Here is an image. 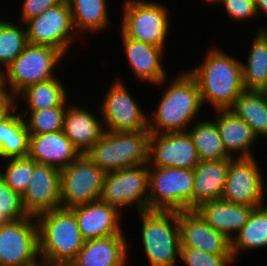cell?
Returning a JSON list of instances; mask_svg holds the SVG:
<instances>
[{
	"label": "cell",
	"mask_w": 267,
	"mask_h": 266,
	"mask_svg": "<svg viewBox=\"0 0 267 266\" xmlns=\"http://www.w3.org/2000/svg\"><path fill=\"white\" fill-rule=\"evenodd\" d=\"M38 225L35 216L0 227V266H38ZM39 260V261H38Z\"/></svg>",
	"instance_id": "8fae6325"
},
{
	"label": "cell",
	"mask_w": 267,
	"mask_h": 266,
	"mask_svg": "<svg viewBox=\"0 0 267 266\" xmlns=\"http://www.w3.org/2000/svg\"><path fill=\"white\" fill-rule=\"evenodd\" d=\"M143 250L150 266H177L181 241L177 211L138 212Z\"/></svg>",
	"instance_id": "277c9868"
},
{
	"label": "cell",
	"mask_w": 267,
	"mask_h": 266,
	"mask_svg": "<svg viewBox=\"0 0 267 266\" xmlns=\"http://www.w3.org/2000/svg\"><path fill=\"white\" fill-rule=\"evenodd\" d=\"M258 165L256 157L229 159L222 199L253 208L265 205L266 182Z\"/></svg>",
	"instance_id": "5bb4252c"
},
{
	"label": "cell",
	"mask_w": 267,
	"mask_h": 266,
	"mask_svg": "<svg viewBox=\"0 0 267 266\" xmlns=\"http://www.w3.org/2000/svg\"><path fill=\"white\" fill-rule=\"evenodd\" d=\"M105 173L86 155L80 154L60 170L61 206L64 209L100 200Z\"/></svg>",
	"instance_id": "9c48e42d"
},
{
	"label": "cell",
	"mask_w": 267,
	"mask_h": 266,
	"mask_svg": "<svg viewBox=\"0 0 267 266\" xmlns=\"http://www.w3.org/2000/svg\"><path fill=\"white\" fill-rule=\"evenodd\" d=\"M229 169V159L200 161L194 169L192 210L201 204L222 199Z\"/></svg>",
	"instance_id": "d4e9b609"
},
{
	"label": "cell",
	"mask_w": 267,
	"mask_h": 266,
	"mask_svg": "<svg viewBox=\"0 0 267 266\" xmlns=\"http://www.w3.org/2000/svg\"><path fill=\"white\" fill-rule=\"evenodd\" d=\"M254 208L223 199L205 202L195 210L207 224L224 234L230 241L247 223ZM236 232V233H235Z\"/></svg>",
	"instance_id": "cb8c5ba5"
},
{
	"label": "cell",
	"mask_w": 267,
	"mask_h": 266,
	"mask_svg": "<svg viewBox=\"0 0 267 266\" xmlns=\"http://www.w3.org/2000/svg\"><path fill=\"white\" fill-rule=\"evenodd\" d=\"M64 0H24L20 13V20L25 24L31 18L39 16L44 11L53 7Z\"/></svg>",
	"instance_id": "f35d334b"
},
{
	"label": "cell",
	"mask_w": 267,
	"mask_h": 266,
	"mask_svg": "<svg viewBox=\"0 0 267 266\" xmlns=\"http://www.w3.org/2000/svg\"><path fill=\"white\" fill-rule=\"evenodd\" d=\"M21 25L0 19V74L28 44L26 25Z\"/></svg>",
	"instance_id": "d6a6232c"
},
{
	"label": "cell",
	"mask_w": 267,
	"mask_h": 266,
	"mask_svg": "<svg viewBox=\"0 0 267 266\" xmlns=\"http://www.w3.org/2000/svg\"><path fill=\"white\" fill-rule=\"evenodd\" d=\"M9 220L0 212V227L5 225Z\"/></svg>",
	"instance_id": "b9f144b4"
},
{
	"label": "cell",
	"mask_w": 267,
	"mask_h": 266,
	"mask_svg": "<svg viewBox=\"0 0 267 266\" xmlns=\"http://www.w3.org/2000/svg\"><path fill=\"white\" fill-rule=\"evenodd\" d=\"M97 118L79 105L70 103L66 108L62 131L80 154H86L105 131L103 120Z\"/></svg>",
	"instance_id": "7402d4cb"
},
{
	"label": "cell",
	"mask_w": 267,
	"mask_h": 266,
	"mask_svg": "<svg viewBox=\"0 0 267 266\" xmlns=\"http://www.w3.org/2000/svg\"><path fill=\"white\" fill-rule=\"evenodd\" d=\"M25 25L28 43L55 48L64 56L68 52V48L76 41L77 36L74 32L68 0H64L39 16L31 18Z\"/></svg>",
	"instance_id": "4fadbf2b"
},
{
	"label": "cell",
	"mask_w": 267,
	"mask_h": 266,
	"mask_svg": "<svg viewBox=\"0 0 267 266\" xmlns=\"http://www.w3.org/2000/svg\"><path fill=\"white\" fill-rule=\"evenodd\" d=\"M230 109L252 128L257 138H267V98L262 91L245 90Z\"/></svg>",
	"instance_id": "4dcf8cb0"
},
{
	"label": "cell",
	"mask_w": 267,
	"mask_h": 266,
	"mask_svg": "<svg viewBox=\"0 0 267 266\" xmlns=\"http://www.w3.org/2000/svg\"><path fill=\"white\" fill-rule=\"evenodd\" d=\"M179 258L186 266H229L235 262L232 255H213L190 247H181Z\"/></svg>",
	"instance_id": "8d00e7d4"
},
{
	"label": "cell",
	"mask_w": 267,
	"mask_h": 266,
	"mask_svg": "<svg viewBox=\"0 0 267 266\" xmlns=\"http://www.w3.org/2000/svg\"><path fill=\"white\" fill-rule=\"evenodd\" d=\"M122 30L127 37L165 48L170 29V13L166 5L146 0H125Z\"/></svg>",
	"instance_id": "ba28073f"
},
{
	"label": "cell",
	"mask_w": 267,
	"mask_h": 266,
	"mask_svg": "<svg viewBox=\"0 0 267 266\" xmlns=\"http://www.w3.org/2000/svg\"><path fill=\"white\" fill-rule=\"evenodd\" d=\"M107 0H68L74 29L81 32H103L110 24ZM80 32V33H78Z\"/></svg>",
	"instance_id": "83f0119b"
},
{
	"label": "cell",
	"mask_w": 267,
	"mask_h": 266,
	"mask_svg": "<svg viewBox=\"0 0 267 266\" xmlns=\"http://www.w3.org/2000/svg\"><path fill=\"white\" fill-rule=\"evenodd\" d=\"M66 108L54 107L42 110H25L19 113L24 117L29 134L40 135L63 130Z\"/></svg>",
	"instance_id": "836d02e7"
},
{
	"label": "cell",
	"mask_w": 267,
	"mask_h": 266,
	"mask_svg": "<svg viewBox=\"0 0 267 266\" xmlns=\"http://www.w3.org/2000/svg\"><path fill=\"white\" fill-rule=\"evenodd\" d=\"M15 107V97L0 89V121H2Z\"/></svg>",
	"instance_id": "ab89813d"
},
{
	"label": "cell",
	"mask_w": 267,
	"mask_h": 266,
	"mask_svg": "<svg viewBox=\"0 0 267 266\" xmlns=\"http://www.w3.org/2000/svg\"><path fill=\"white\" fill-rule=\"evenodd\" d=\"M267 247V206L254 208L247 223L231 240V254L234 260L241 251ZM240 251V252H239Z\"/></svg>",
	"instance_id": "f546056e"
},
{
	"label": "cell",
	"mask_w": 267,
	"mask_h": 266,
	"mask_svg": "<svg viewBox=\"0 0 267 266\" xmlns=\"http://www.w3.org/2000/svg\"><path fill=\"white\" fill-rule=\"evenodd\" d=\"M36 221L40 263L48 266L70 264L85 243L75 213L59 208L39 214Z\"/></svg>",
	"instance_id": "3957f363"
},
{
	"label": "cell",
	"mask_w": 267,
	"mask_h": 266,
	"mask_svg": "<svg viewBox=\"0 0 267 266\" xmlns=\"http://www.w3.org/2000/svg\"><path fill=\"white\" fill-rule=\"evenodd\" d=\"M177 213L181 247L199 249L213 255H232L231 241L207 224L196 210Z\"/></svg>",
	"instance_id": "e0dca14e"
},
{
	"label": "cell",
	"mask_w": 267,
	"mask_h": 266,
	"mask_svg": "<svg viewBox=\"0 0 267 266\" xmlns=\"http://www.w3.org/2000/svg\"><path fill=\"white\" fill-rule=\"evenodd\" d=\"M125 234L85 240L71 266H125L128 256Z\"/></svg>",
	"instance_id": "ffe728a7"
},
{
	"label": "cell",
	"mask_w": 267,
	"mask_h": 266,
	"mask_svg": "<svg viewBox=\"0 0 267 266\" xmlns=\"http://www.w3.org/2000/svg\"><path fill=\"white\" fill-rule=\"evenodd\" d=\"M187 71L197 83L202 104L209 102L215 110L230 109L245 91L242 62L216 47L209 49L201 65Z\"/></svg>",
	"instance_id": "6da1fadb"
},
{
	"label": "cell",
	"mask_w": 267,
	"mask_h": 266,
	"mask_svg": "<svg viewBox=\"0 0 267 266\" xmlns=\"http://www.w3.org/2000/svg\"><path fill=\"white\" fill-rule=\"evenodd\" d=\"M215 111V122L227 153L232 158L254 157L251 150L258 138L252 128L231 109Z\"/></svg>",
	"instance_id": "603a6c76"
},
{
	"label": "cell",
	"mask_w": 267,
	"mask_h": 266,
	"mask_svg": "<svg viewBox=\"0 0 267 266\" xmlns=\"http://www.w3.org/2000/svg\"><path fill=\"white\" fill-rule=\"evenodd\" d=\"M216 1H217V0H205L204 2H206V3H210V4L212 3V4H213V3H215Z\"/></svg>",
	"instance_id": "7bdbcfd3"
},
{
	"label": "cell",
	"mask_w": 267,
	"mask_h": 266,
	"mask_svg": "<svg viewBox=\"0 0 267 266\" xmlns=\"http://www.w3.org/2000/svg\"><path fill=\"white\" fill-rule=\"evenodd\" d=\"M262 92L264 93L265 97L267 98V86L262 90Z\"/></svg>",
	"instance_id": "ee69618b"
},
{
	"label": "cell",
	"mask_w": 267,
	"mask_h": 266,
	"mask_svg": "<svg viewBox=\"0 0 267 266\" xmlns=\"http://www.w3.org/2000/svg\"><path fill=\"white\" fill-rule=\"evenodd\" d=\"M255 3L257 15L261 13L267 16V0H257Z\"/></svg>",
	"instance_id": "60d3db41"
},
{
	"label": "cell",
	"mask_w": 267,
	"mask_h": 266,
	"mask_svg": "<svg viewBox=\"0 0 267 266\" xmlns=\"http://www.w3.org/2000/svg\"><path fill=\"white\" fill-rule=\"evenodd\" d=\"M187 132L196 146L200 161L232 158L223 145L215 120L196 121Z\"/></svg>",
	"instance_id": "1f68e13d"
},
{
	"label": "cell",
	"mask_w": 267,
	"mask_h": 266,
	"mask_svg": "<svg viewBox=\"0 0 267 266\" xmlns=\"http://www.w3.org/2000/svg\"><path fill=\"white\" fill-rule=\"evenodd\" d=\"M64 86L58 77H54L47 81L28 86L15 99L19 102L22 98L27 103L26 105L28 106L25 110L67 107L68 92H66V87Z\"/></svg>",
	"instance_id": "f1b7e54d"
},
{
	"label": "cell",
	"mask_w": 267,
	"mask_h": 266,
	"mask_svg": "<svg viewBox=\"0 0 267 266\" xmlns=\"http://www.w3.org/2000/svg\"><path fill=\"white\" fill-rule=\"evenodd\" d=\"M149 131H104L86 155L106 174L148 163Z\"/></svg>",
	"instance_id": "8992f818"
},
{
	"label": "cell",
	"mask_w": 267,
	"mask_h": 266,
	"mask_svg": "<svg viewBox=\"0 0 267 266\" xmlns=\"http://www.w3.org/2000/svg\"><path fill=\"white\" fill-rule=\"evenodd\" d=\"M22 204L28 215L62 208L60 170L51 165L36 163L27 190L22 195Z\"/></svg>",
	"instance_id": "2e32d148"
},
{
	"label": "cell",
	"mask_w": 267,
	"mask_h": 266,
	"mask_svg": "<svg viewBox=\"0 0 267 266\" xmlns=\"http://www.w3.org/2000/svg\"><path fill=\"white\" fill-rule=\"evenodd\" d=\"M5 170L0 169V176L7 186L21 196L27 190L36 162L29 156L6 160Z\"/></svg>",
	"instance_id": "e575fe53"
},
{
	"label": "cell",
	"mask_w": 267,
	"mask_h": 266,
	"mask_svg": "<svg viewBox=\"0 0 267 266\" xmlns=\"http://www.w3.org/2000/svg\"><path fill=\"white\" fill-rule=\"evenodd\" d=\"M194 170L149 167L147 210H192Z\"/></svg>",
	"instance_id": "52a82bcc"
},
{
	"label": "cell",
	"mask_w": 267,
	"mask_h": 266,
	"mask_svg": "<svg viewBox=\"0 0 267 266\" xmlns=\"http://www.w3.org/2000/svg\"><path fill=\"white\" fill-rule=\"evenodd\" d=\"M64 58L57 49L28 43L0 74V88L13 97L35 83L55 76V67Z\"/></svg>",
	"instance_id": "5b68a950"
},
{
	"label": "cell",
	"mask_w": 267,
	"mask_h": 266,
	"mask_svg": "<svg viewBox=\"0 0 267 266\" xmlns=\"http://www.w3.org/2000/svg\"><path fill=\"white\" fill-rule=\"evenodd\" d=\"M199 162L196 146L188 132L149 134V167L194 170Z\"/></svg>",
	"instance_id": "9a60e30c"
},
{
	"label": "cell",
	"mask_w": 267,
	"mask_h": 266,
	"mask_svg": "<svg viewBox=\"0 0 267 266\" xmlns=\"http://www.w3.org/2000/svg\"><path fill=\"white\" fill-rule=\"evenodd\" d=\"M121 38L123 51L135 77L142 82L164 87L168 81L163 68L164 48L127 38L122 32Z\"/></svg>",
	"instance_id": "ac0fdd59"
},
{
	"label": "cell",
	"mask_w": 267,
	"mask_h": 266,
	"mask_svg": "<svg viewBox=\"0 0 267 266\" xmlns=\"http://www.w3.org/2000/svg\"><path fill=\"white\" fill-rule=\"evenodd\" d=\"M19 104L0 121V160L28 156L30 134L24 117L17 113Z\"/></svg>",
	"instance_id": "484cf974"
},
{
	"label": "cell",
	"mask_w": 267,
	"mask_h": 266,
	"mask_svg": "<svg viewBox=\"0 0 267 266\" xmlns=\"http://www.w3.org/2000/svg\"><path fill=\"white\" fill-rule=\"evenodd\" d=\"M148 193L149 165L147 163L106 173L100 200L120 212L128 206L135 207V210L141 212L147 210Z\"/></svg>",
	"instance_id": "30bf717a"
},
{
	"label": "cell",
	"mask_w": 267,
	"mask_h": 266,
	"mask_svg": "<svg viewBox=\"0 0 267 266\" xmlns=\"http://www.w3.org/2000/svg\"><path fill=\"white\" fill-rule=\"evenodd\" d=\"M257 29L248 62L242 63L243 83L248 91H262L267 86V27Z\"/></svg>",
	"instance_id": "4316f807"
},
{
	"label": "cell",
	"mask_w": 267,
	"mask_h": 266,
	"mask_svg": "<svg viewBox=\"0 0 267 266\" xmlns=\"http://www.w3.org/2000/svg\"><path fill=\"white\" fill-rule=\"evenodd\" d=\"M0 212L9 220H20L28 217L22 204V196L11 190L0 176Z\"/></svg>",
	"instance_id": "d590c367"
},
{
	"label": "cell",
	"mask_w": 267,
	"mask_h": 266,
	"mask_svg": "<svg viewBox=\"0 0 267 266\" xmlns=\"http://www.w3.org/2000/svg\"><path fill=\"white\" fill-rule=\"evenodd\" d=\"M215 3L225 7L227 16L233 22L256 18V3L253 0H217Z\"/></svg>",
	"instance_id": "74e56055"
},
{
	"label": "cell",
	"mask_w": 267,
	"mask_h": 266,
	"mask_svg": "<svg viewBox=\"0 0 267 266\" xmlns=\"http://www.w3.org/2000/svg\"><path fill=\"white\" fill-rule=\"evenodd\" d=\"M80 233L85 240L124 234L120 225L121 212L101 200L71 208Z\"/></svg>",
	"instance_id": "d6986e66"
},
{
	"label": "cell",
	"mask_w": 267,
	"mask_h": 266,
	"mask_svg": "<svg viewBox=\"0 0 267 266\" xmlns=\"http://www.w3.org/2000/svg\"><path fill=\"white\" fill-rule=\"evenodd\" d=\"M80 152L62 130L30 135L28 156L36 163L51 165L59 170L72 163Z\"/></svg>",
	"instance_id": "44dd1931"
},
{
	"label": "cell",
	"mask_w": 267,
	"mask_h": 266,
	"mask_svg": "<svg viewBox=\"0 0 267 266\" xmlns=\"http://www.w3.org/2000/svg\"><path fill=\"white\" fill-rule=\"evenodd\" d=\"M170 82L148 119L150 133L187 132L202 110L197 83L188 71H183Z\"/></svg>",
	"instance_id": "7a4b0ae2"
},
{
	"label": "cell",
	"mask_w": 267,
	"mask_h": 266,
	"mask_svg": "<svg viewBox=\"0 0 267 266\" xmlns=\"http://www.w3.org/2000/svg\"><path fill=\"white\" fill-rule=\"evenodd\" d=\"M118 78L108 88L99 114L103 118L105 131L138 132L149 131L148 119L137 104V100L129 93L123 80ZM123 81V82H122Z\"/></svg>",
	"instance_id": "7c38bea8"
}]
</instances>
